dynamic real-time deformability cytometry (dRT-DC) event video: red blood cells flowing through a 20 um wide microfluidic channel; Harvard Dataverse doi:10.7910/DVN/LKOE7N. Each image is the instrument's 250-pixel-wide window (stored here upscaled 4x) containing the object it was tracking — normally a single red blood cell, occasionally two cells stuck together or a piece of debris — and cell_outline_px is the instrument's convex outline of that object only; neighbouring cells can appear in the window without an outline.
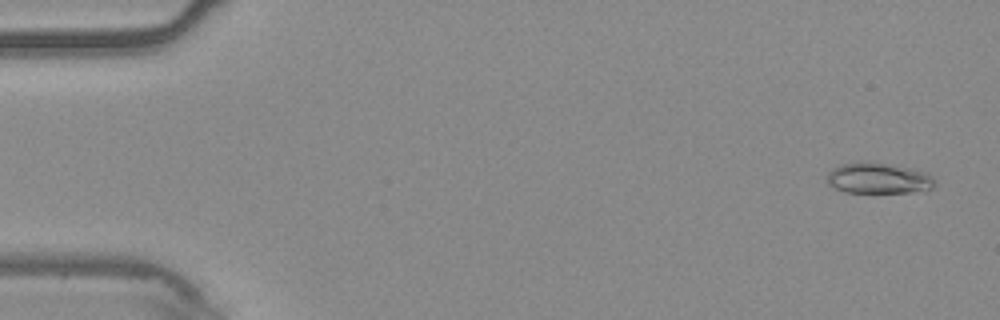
{"species": "common noctule bat (a hibernating species)", "species_latin": "Nyctalus noctula", "temperature_condition": "warm", "stored_images_in_passage": 55, "camera_frame_rate_fps": 3000, "um_per_image_px": 0.085, "animal": {"sex": "male", "body_mass_g": 20.4}, "frame": {"image": 1, "passage_image": 3, "time_ms": 0.667, "image_size_px": [1000, 320], "cell_outline_px": [[936, 184], [932, 188], [908, 192], [844, 192], [828, 184], [828, 172], [832, 168], [840, 164], [884, 164], [908, 168], [924, 172], [932, 176]], "centroid_in_image_um": [74.66, 15.18], "position_along_channel_um": 10.3, "area_um2": 18.5}}
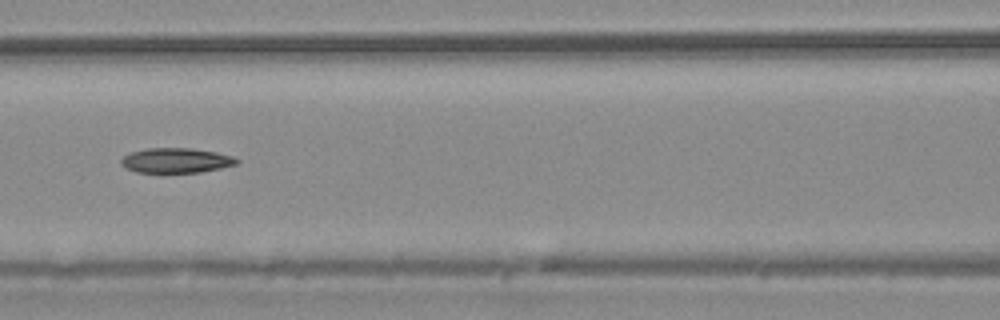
{"frame": {"image": 2, "passage_image": 25, "time_ms": 8.0, "image_size_px": [1000, 320], "cell_outline_px": [[240, 160], [236, 164], [220, 168], [200, 172], [136, 172], [120, 164], [120, 160], [124, 156], [132, 152], [148, 148], [192, 148], [216, 152], [232, 156]], "centroid_in_image_um": [14.97, 13.63], "position_along_channel_um": 151.6, "area_um2": 16.59}}
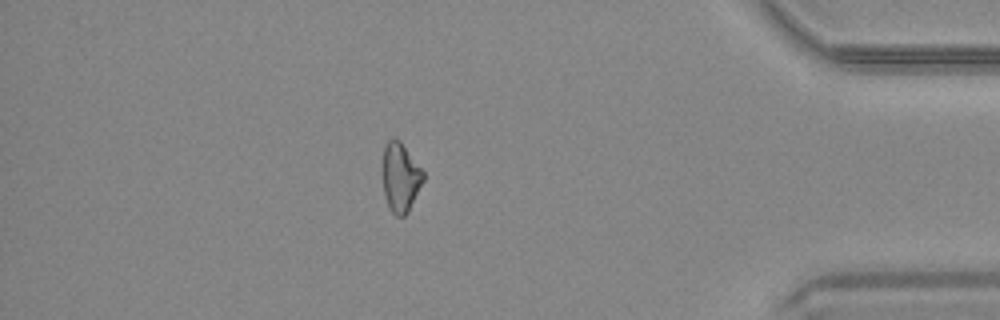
{"frame": {"image": 3, "passage_image": 48, "time_ms": 15.667, "image_size_px": [1000, 320], "cell_outline_px": [[424, 180], [408, 212], [404, 216], [396, 216], [388, 208], [384, 196], [384, 148], [388, 140], [400, 140], [424, 172]], "centroid_in_image_um": [34.06, 15.12], "position_along_channel_um": 401.1, "area_um2": 16.07}}